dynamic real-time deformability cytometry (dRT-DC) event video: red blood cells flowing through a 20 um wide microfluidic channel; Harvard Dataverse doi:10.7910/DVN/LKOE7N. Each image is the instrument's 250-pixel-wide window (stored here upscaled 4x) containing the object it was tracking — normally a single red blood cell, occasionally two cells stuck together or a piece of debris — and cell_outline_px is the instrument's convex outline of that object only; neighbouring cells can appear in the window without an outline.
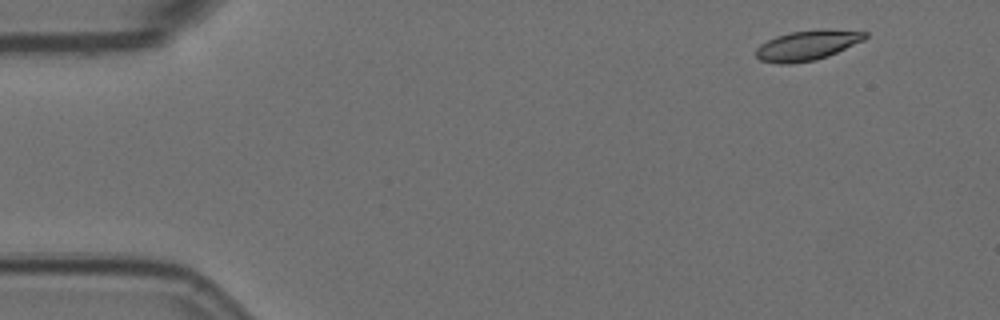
{"species": "Egyptian fruit bat (a non-hibernating species)", "species_latin": "Rousettus aegyptiacus", "temperature_condition": "room temperature", "stored_images_in_passage": 10, "camera_frame_rate_fps": 3000, "um_per_image_px": 0.085, "animal": {"sex": "female"}, "frame": {"image": 1, "passage_image": 1, "time_ms": 0.0, "image_size_px": [1000, 320], "cell_outline_px": [[868, 36], [864, 40], [828, 56], [816, 60], [788, 64], [780, 64], [760, 60], [756, 56], [756, 48], [760, 44], [776, 36], [792, 32], [820, 28], [824, 28], [868, 32]], "centroid_in_image_um": [68.63, 3.84], "position_along_channel_um": 16.4, "area_um2": 19.19}}
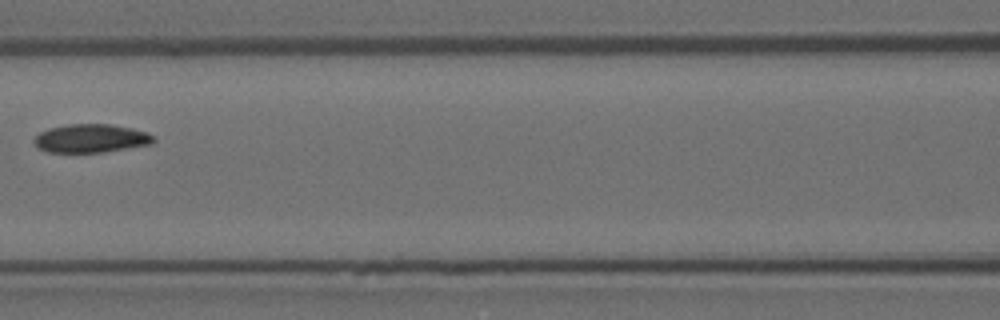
{"frame": {"image": 2, "passage_image": 6, "time_ms": 1.667, "image_size_px": [1000, 320], "cell_outline_px": [[156, 140], [152, 144], [100, 152], [48, 152], [36, 148], [32, 140], [40, 132], [48, 128], [68, 124], [112, 124], [132, 128], [148, 132], [156, 136]], "centroid_in_image_um": [7.73, 11.75], "position_along_channel_um": 158.9, "area_um2": 20.0}}
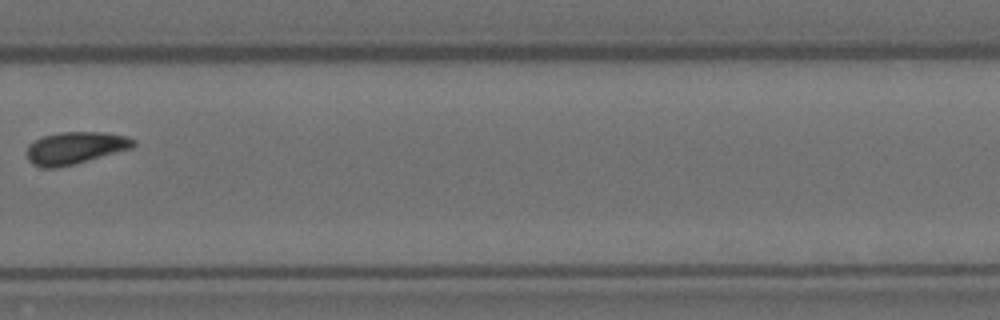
{"frame": {"image": 3, "passage_image": 10, "time_ms": 3.0, "image_size_px": [1000, 320], "cell_outline_px": [[136, 144], [132, 148], [72, 164], [56, 168], [44, 168], [32, 164], [28, 160], [28, 144], [44, 136], [60, 132], [104, 132], [128, 136], [136, 140]], "centroid_in_image_um": [6.41, 12.56], "position_along_channel_um": 323.4, "area_um2": 19.83}}